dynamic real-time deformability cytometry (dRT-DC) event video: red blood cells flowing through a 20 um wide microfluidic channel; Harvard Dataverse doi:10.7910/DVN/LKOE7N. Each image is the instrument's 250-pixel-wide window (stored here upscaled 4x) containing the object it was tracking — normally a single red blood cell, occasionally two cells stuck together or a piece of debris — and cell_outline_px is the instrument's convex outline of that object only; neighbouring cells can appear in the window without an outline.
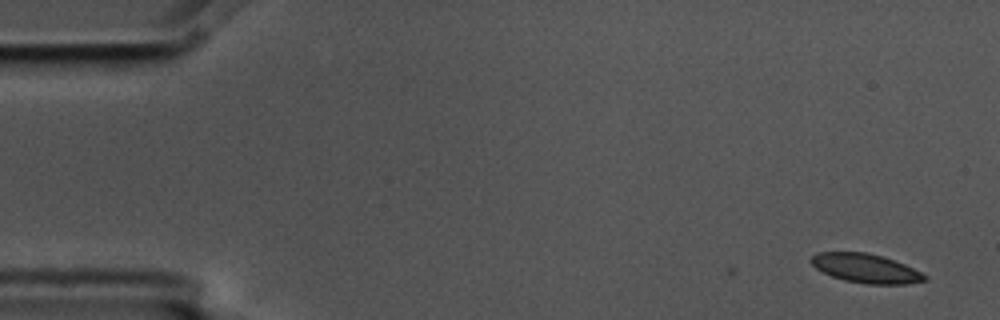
{"species": "common noctule bat (a hibernating species)", "species_latin": "Nyctalus noctula", "temperature_condition": "cold", "stored_images_in_passage": 2, "camera_frame_rate_fps": 3000, "um_per_image_px": 0.085, "animal": {"sex": "male", "body_mass_g": 17.5, "forearm_length_mm": 52.3}, "frame": {"image": 1, "passage_image": 2, "time_ms": 0.333, "image_size_px": [1000, 320], "cell_outline_px": [[928, 280], [904, 284], [868, 284], [844, 280], [832, 276], [816, 268], [808, 260], [816, 252], [868, 252], [884, 256], [904, 264], [928, 276]], "centroid_in_image_um": [73.58, 22.8], "position_along_channel_um": 11.4, "area_um2": 19.25}}